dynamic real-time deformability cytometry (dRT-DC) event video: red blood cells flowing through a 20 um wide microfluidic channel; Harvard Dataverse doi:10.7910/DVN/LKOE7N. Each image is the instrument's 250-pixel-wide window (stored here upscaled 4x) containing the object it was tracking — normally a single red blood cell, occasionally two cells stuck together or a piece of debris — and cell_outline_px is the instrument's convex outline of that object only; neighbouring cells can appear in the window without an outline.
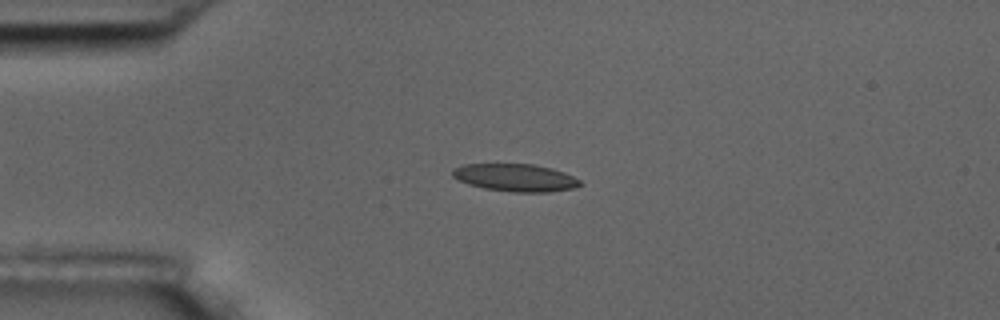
{"species": "common noctule bat (a hibernating species)", "species_latin": "Nyctalus noctula", "temperature_condition": "room temperature", "stored_images_in_passage": 4, "camera_frame_rate_fps": 3000, "um_per_image_px": 0.085, "animal": {"sex": "male", "body_mass_g": 17.5, "forearm_length_mm": 52.3}, "frame": {"image": 1, "passage_image": 3, "time_ms": 2.333, "image_size_px": [1000, 320], "cell_outline_px": [[584, 184], [576, 188], [548, 192], [512, 192], [484, 188], [468, 184], [452, 176], [452, 168], [464, 164], [532, 164], [552, 168], [564, 172], [580, 180]], "centroid_in_image_um": [43.83, 15.1], "position_along_channel_um": 41.2, "area_um2": 20.58}}